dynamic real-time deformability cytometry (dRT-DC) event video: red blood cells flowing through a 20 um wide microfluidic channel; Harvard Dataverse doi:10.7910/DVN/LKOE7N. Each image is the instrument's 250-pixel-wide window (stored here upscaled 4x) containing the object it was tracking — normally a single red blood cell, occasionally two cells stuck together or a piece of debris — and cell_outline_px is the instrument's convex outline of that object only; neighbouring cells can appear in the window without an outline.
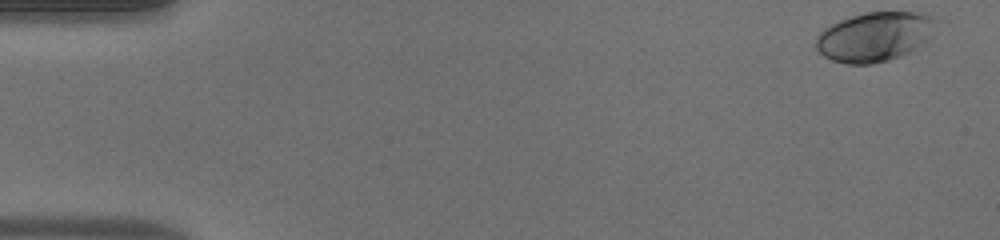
{"species": "human", "species_latin": "Homo sapiens", "temperature_condition": "warm", "stored_images_in_passage": 51, "camera_frame_rate_fps": 3000, "um_per_image_px": 0.085, "donor": {"sex": "male"}, "frame": {"image": 1, "passage_image": 1, "time_ms": 0.0, "image_size_px": [1000, 240], "cell_outline_px": [[936, 20], [932, 36], [912, 52], [888, 60], [872, 64], [848, 64], [832, 60], [824, 56], [816, 48], [816, 36], [824, 28], [840, 20], [852, 16], [868, 12], [916, 12], [932, 16]], "centroid_in_image_um": [74.35, 3.12], "position_along_channel_um": 10.6, "area_um2": 34.56}}
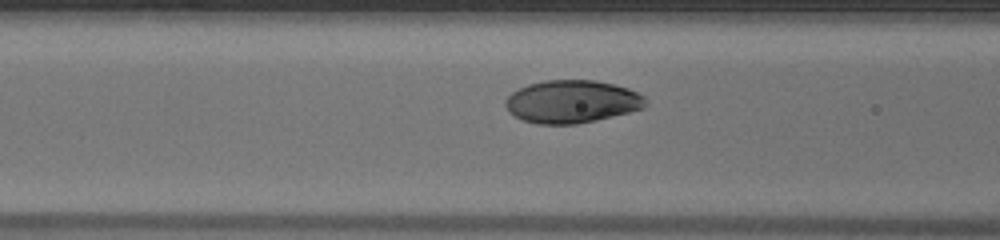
{"frame": {"image": 2, "passage_image": 20, "time_ms": 6.333, "image_size_px": [1000, 240], "cell_outline_px": [[648, 104], [644, 108], [596, 120], [576, 124], [536, 124], [524, 120], [508, 112], [504, 104], [504, 100], [512, 92], [528, 84], [544, 80], [596, 80], [628, 88], [644, 96]], "centroid_in_image_um": [48.6, 8.63], "position_along_channel_um": 118.0, "area_um2": 34.97}}
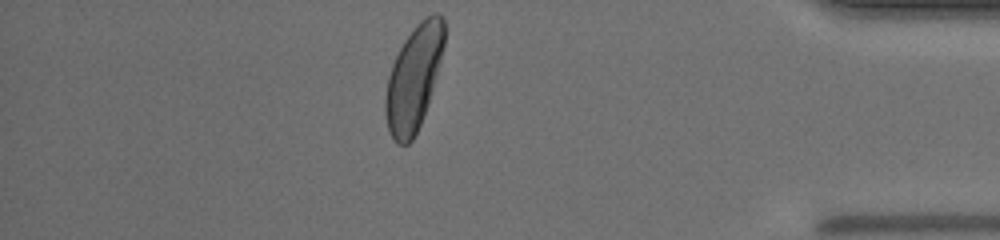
{"frame": {"image": 3, "passage_image": 44, "time_ms": 14.333, "image_size_px": [1000, 240], "cell_outline_px": [[444, 44], [440, 60], [428, 104], [420, 124], [412, 140], [408, 144], [396, 144], [388, 132], [384, 112], [384, 96], [388, 76], [392, 64], [404, 40], [416, 24], [420, 20], [432, 12], [440, 12], [444, 16]], "centroid_in_image_um": [35.14, 6.63], "position_along_channel_um": 400.1, "area_um2": 36.01}, "authors_computed_cell_mechanics": {"area_um2": 35.0268, "velocity_mm_per_s": 3.9813, "shape_relaxation_time_tau1_ms": 2.6374, "shape_relaxation_time_tau2_ms": null, "deformation_change_tau1": 0.1648, "deformation_change_tau2": null}}